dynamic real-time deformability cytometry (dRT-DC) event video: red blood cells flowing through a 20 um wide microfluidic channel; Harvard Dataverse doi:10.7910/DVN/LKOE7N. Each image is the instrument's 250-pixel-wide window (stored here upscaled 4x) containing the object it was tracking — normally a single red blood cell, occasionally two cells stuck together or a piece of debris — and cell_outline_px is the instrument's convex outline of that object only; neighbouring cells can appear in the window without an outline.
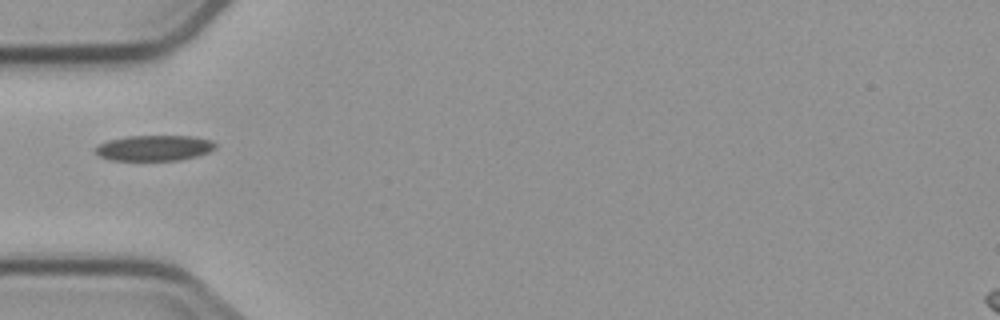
{"species": "common noctule bat (a hibernating species)", "species_latin": "Nyctalus noctula", "temperature_condition": "cold", "stored_images_in_passage": 3, "camera_frame_rate_fps": 3000, "um_per_image_px": 0.085, "animal": {"sex": "male", "body_mass_g": 23.1, "forearm_length_mm": 52.7}, "frame": {"image": 1, "passage_image": 1, "time_ms": 0.0, "image_size_px": [1000, 320], "cell_outline_px": [[216, 148], [208, 152], [196, 156], [180, 160], [112, 160], [100, 156], [92, 148], [108, 140], [128, 136], [192, 136], [212, 140], [216, 144]], "centroid_in_image_um": [13.12, 12.57], "position_along_channel_um": 71.9, "area_um2": 17.86}}
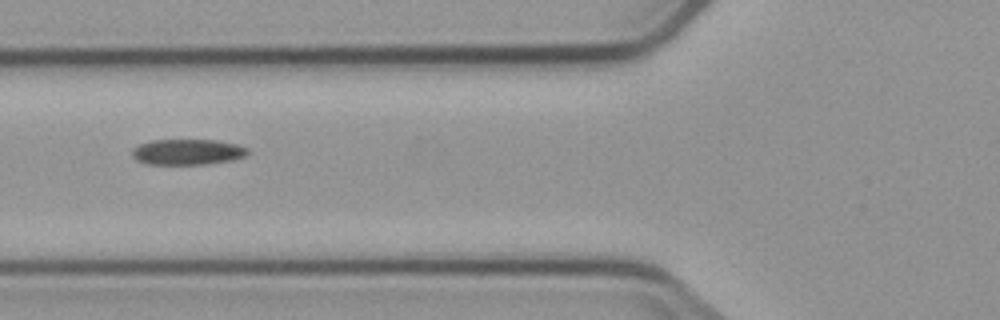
{"frame": {"image": 2, "passage_image": 2, "time_ms": 1.0, "image_size_px": [1000, 320], "cell_outline_px": [[248, 152], [244, 156], [232, 160], [204, 164], [148, 164], [136, 160], [132, 156], [132, 148], [140, 144], [152, 140], [216, 140], [236, 144], [248, 148]], "centroid_in_image_um": [15.91, 12.91], "position_along_channel_um": 109.9, "area_um2": 17.22}}
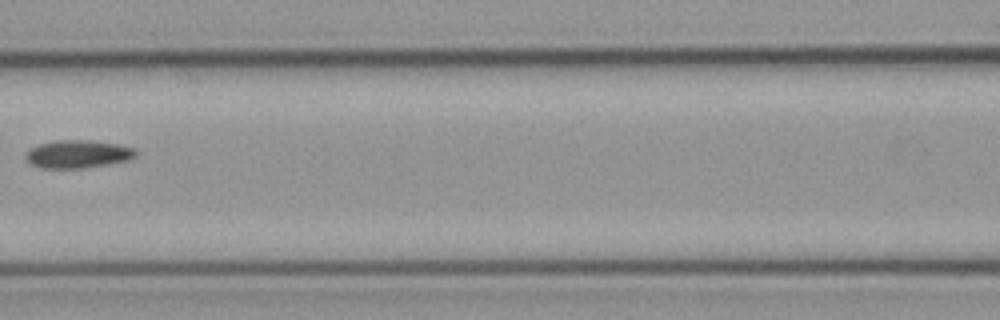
{"frame": {"image": 3, "passage_image": 3, "time_ms": 2.333, "image_size_px": [1000, 320], "cell_outline_px": [[136, 156], [128, 160], [108, 164], [84, 168], [40, 168], [32, 164], [24, 156], [24, 152], [40, 144], [56, 140], [92, 140], [120, 144], [132, 148], [136, 152]], "centroid_in_image_um": [6.61, 13.09], "position_along_channel_um": 160.0, "area_um2": 17.92}}